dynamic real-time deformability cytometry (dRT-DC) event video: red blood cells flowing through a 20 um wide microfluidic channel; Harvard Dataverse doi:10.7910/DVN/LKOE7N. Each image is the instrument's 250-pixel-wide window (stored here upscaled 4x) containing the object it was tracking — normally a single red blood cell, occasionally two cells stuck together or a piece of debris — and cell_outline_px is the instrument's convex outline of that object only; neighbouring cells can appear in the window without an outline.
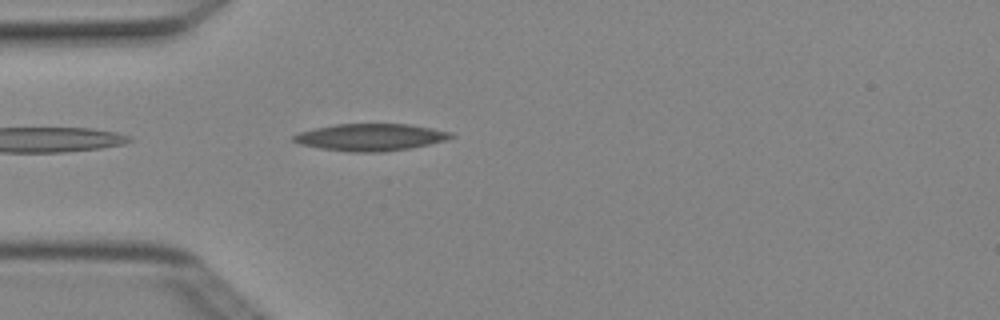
{"species": "Egyptian fruit bat (a non-hibernating species)", "species_latin": "Rousettus aegyptiacus", "temperature_condition": "cold", "stored_images_in_passage": 4, "camera_frame_rate_fps": 3000, "um_per_image_px": 0.085, "animal": {"sex": "female"}, "frame": {"image": 1, "passage_image": 4, "time_ms": 1.0, "image_size_px": [1000, 320], "cell_outline_px": [[456, 136], [444, 140], [428, 144], [408, 148], [384, 152], [348, 152], [320, 148], [300, 144], [292, 140], [292, 136], [300, 132], [316, 128], [336, 124], [408, 124], [432, 128], [452, 132]], "centroid_in_image_um": [31.49, 11.66], "position_along_channel_um": 53.5, "area_um2": 24.68}}